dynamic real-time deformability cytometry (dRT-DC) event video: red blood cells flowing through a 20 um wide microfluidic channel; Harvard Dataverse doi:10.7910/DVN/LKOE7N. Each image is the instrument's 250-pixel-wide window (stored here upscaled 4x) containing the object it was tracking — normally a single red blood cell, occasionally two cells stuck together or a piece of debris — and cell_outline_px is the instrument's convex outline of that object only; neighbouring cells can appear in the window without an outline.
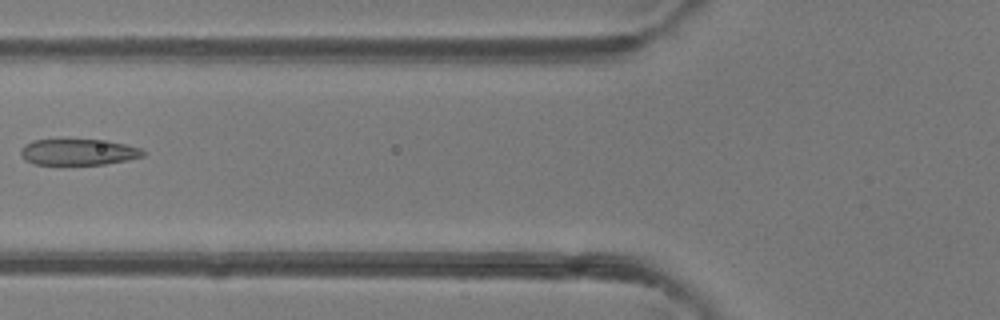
{"species": "common noctule bat (a hibernating species)", "species_latin": "Nyctalus noctula", "temperature_condition": "room temperature", "stored_images_in_passage": 5, "camera_frame_rate_fps": 3000, "um_per_image_px": 0.085, "animal": {"sex": "female"}, "frame": {"image": 1, "passage_image": 5, "time_ms": 1.333, "image_size_px": [1000, 320], "cell_outline_px": [[144, 156], [128, 160], [104, 164], [32, 164], [24, 160], [20, 152], [20, 148], [24, 144], [32, 140], [108, 140], [140, 148], [144, 152]], "centroid_in_image_um": [6.63, 12.92], "position_along_channel_um": 119.2, "area_um2": 18.61}}